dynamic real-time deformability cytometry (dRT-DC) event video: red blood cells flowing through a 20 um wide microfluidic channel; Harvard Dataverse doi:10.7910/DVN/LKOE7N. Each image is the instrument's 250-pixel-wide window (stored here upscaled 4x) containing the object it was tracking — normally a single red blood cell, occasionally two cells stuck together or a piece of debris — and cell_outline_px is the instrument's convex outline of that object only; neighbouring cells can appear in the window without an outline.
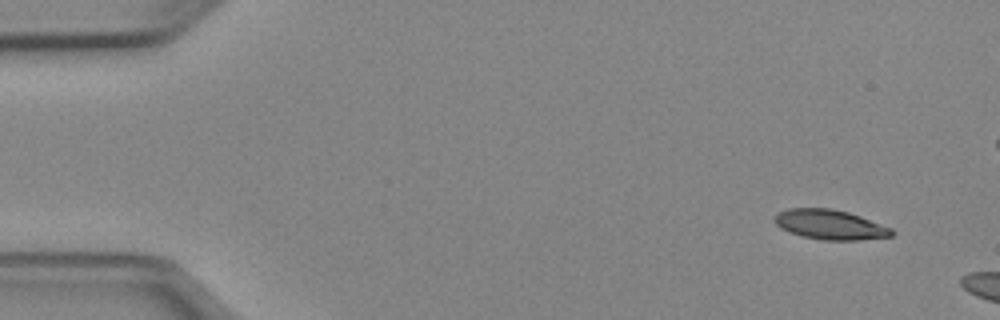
{"species": "Egyptian fruit bat (a non-hibernating species)", "species_latin": "Rousettus aegyptiacus", "temperature_condition": "cold", "stored_images_in_passage": 12, "camera_frame_rate_fps": 3000, "um_per_image_px": 0.085, "animal": {"sex": "female"}, "frame": {"image": 1, "passage_image": 1, "time_ms": 0.0, "image_size_px": [1000, 320], "cell_outline_px": [[896, 232], [892, 236], [860, 240], [824, 240], [804, 236], [780, 228], [772, 220], [772, 216], [788, 208], [832, 208], [848, 212], [860, 216], [892, 228]], "centroid_in_image_um": [70.56, 19.08], "position_along_channel_um": 14.4, "area_um2": 20.35}}